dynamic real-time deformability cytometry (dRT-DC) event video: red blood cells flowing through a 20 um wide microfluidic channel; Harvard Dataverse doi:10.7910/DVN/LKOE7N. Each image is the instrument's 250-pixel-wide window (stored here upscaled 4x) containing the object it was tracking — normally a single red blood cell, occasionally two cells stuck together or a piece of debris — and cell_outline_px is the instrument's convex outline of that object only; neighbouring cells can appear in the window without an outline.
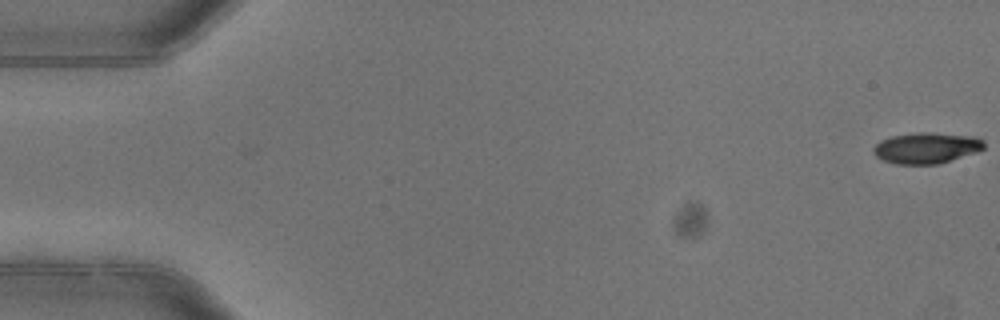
{"species": "common noctule bat (a hibernating species)", "species_latin": "Nyctalus noctula", "temperature_condition": "warm", "stored_images_in_passage": 4, "camera_frame_rate_fps": 3000, "um_per_image_px": 0.085, "animal": {"sex": "female"}, "frame": {"image": 1, "passage_image": 1, "time_ms": 0.0, "image_size_px": [1000, 320], "cell_outline_px": [[984, 148], [976, 152], [936, 164], [896, 164], [884, 160], [876, 156], [872, 152], [872, 148], [880, 140], [892, 136], [920, 132], [932, 132], [972, 136], [984, 140]], "centroid_in_image_um": [78.72, 12.56], "position_along_channel_um": 6.3, "area_um2": 19.83}}
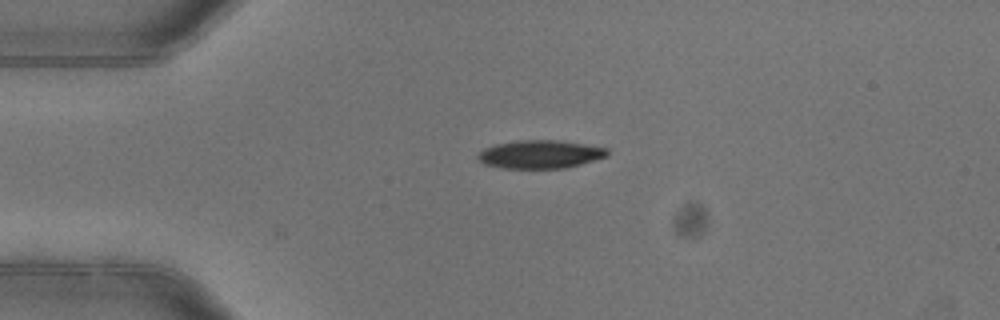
{"frame": {"image": 2, "passage_image": 4, "time_ms": 1.0, "image_size_px": [1000, 320], "cell_outline_px": [[608, 156], [568, 168], [504, 168], [484, 164], [476, 160], [476, 156], [484, 148], [496, 144], [520, 140], [556, 140], [608, 148]], "centroid_in_image_um": [45.89, 13.12], "position_along_channel_um": 39.1, "area_um2": 21.27}}